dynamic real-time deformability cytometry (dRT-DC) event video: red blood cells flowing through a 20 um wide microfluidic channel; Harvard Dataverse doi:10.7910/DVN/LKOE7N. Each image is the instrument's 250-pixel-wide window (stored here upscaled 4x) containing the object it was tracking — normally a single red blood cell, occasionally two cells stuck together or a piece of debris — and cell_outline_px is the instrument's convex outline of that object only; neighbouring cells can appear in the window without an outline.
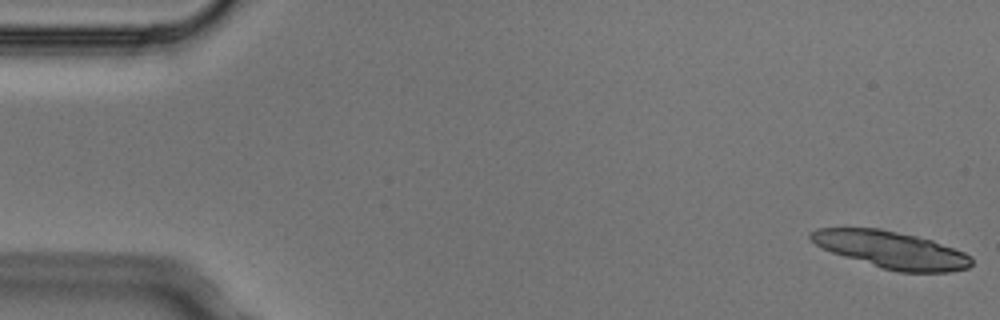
{"species": "Egyptian fruit bat (a non-hibernating species)", "species_latin": "Rousettus aegyptiacus", "temperature_condition": "cold", "stored_images_in_passage": 5, "camera_frame_rate_fps": 3000, "um_per_image_px": 0.085, "animal": {"sex": "male"}, "frame": {"image": 1, "passage_image": 1, "time_ms": 0.0, "image_size_px": [1000, 320], "cell_outline_px": [[972, 264], [968, 268], [948, 272], [900, 272], [884, 268], [844, 256], [832, 252], [816, 244], [808, 236], [808, 232], [816, 228], [880, 228], [916, 236], [932, 240], [964, 252], [972, 256]], "centroid_in_image_um": [75.78, 21.22], "position_along_channel_um": 9.2, "area_um2": 34.39}}